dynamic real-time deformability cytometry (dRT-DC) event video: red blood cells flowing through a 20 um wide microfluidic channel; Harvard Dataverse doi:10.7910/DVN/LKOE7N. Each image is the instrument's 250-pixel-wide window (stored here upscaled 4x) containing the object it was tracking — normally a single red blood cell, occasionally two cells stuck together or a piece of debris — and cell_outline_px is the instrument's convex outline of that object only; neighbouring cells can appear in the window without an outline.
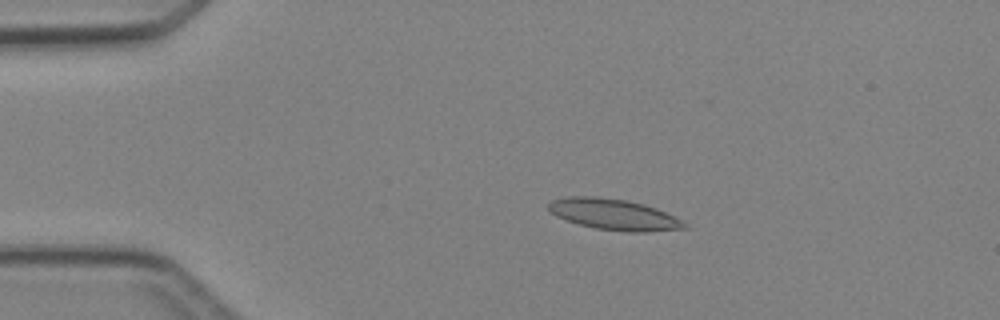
{"species": "Egyptian fruit bat (a non-hibernating species)", "species_latin": "Rousettus aegyptiacus", "temperature_condition": "cold", "stored_images_in_passage": 3, "camera_frame_rate_fps": 3000, "um_per_image_px": 0.085, "animal": {"sex": "female"}, "frame": {"image": 1, "passage_image": 2, "time_ms": 1.0, "image_size_px": [1000, 320], "cell_outline_px": [[692, 228], [644, 232], [628, 232], [596, 228], [580, 224], [556, 216], [548, 208], [548, 204], [552, 200], [568, 196], [596, 196], [628, 200], [644, 204], [656, 208], [688, 224]], "centroid_in_image_um": [52.21, 18.22], "position_along_channel_um": 32.8, "area_um2": 24.45}}